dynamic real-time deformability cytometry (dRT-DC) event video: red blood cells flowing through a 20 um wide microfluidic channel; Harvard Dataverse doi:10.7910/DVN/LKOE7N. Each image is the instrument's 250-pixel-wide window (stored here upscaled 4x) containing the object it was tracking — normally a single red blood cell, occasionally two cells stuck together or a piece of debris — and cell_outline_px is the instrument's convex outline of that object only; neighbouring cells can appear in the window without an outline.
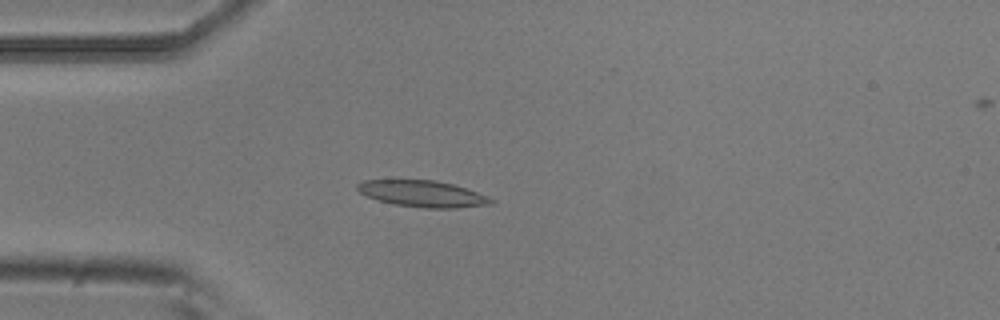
{"species": "common noctule bat (a hibernating species)", "species_latin": "Nyctalus noctula", "temperature_condition": "room temperature", "stored_images_in_passage": 5, "camera_frame_rate_fps": 3000, "um_per_image_px": 0.085, "animal": {"sex": "male", "body_mass_g": 20.5, "forearm_length_mm": 52.5}, "frame": {"image": 1, "passage_image": 4, "time_ms": 1.0, "image_size_px": [1000, 320], "cell_outline_px": [[496, 200], [492, 204], [456, 208], [424, 208], [392, 204], [368, 196], [360, 192], [356, 188], [356, 184], [364, 180], [436, 180], [452, 184], [488, 196]], "centroid_in_image_um": [35.93, 16.47], "position_along_channel_um": 49.1, "area_um2": 20.46}}